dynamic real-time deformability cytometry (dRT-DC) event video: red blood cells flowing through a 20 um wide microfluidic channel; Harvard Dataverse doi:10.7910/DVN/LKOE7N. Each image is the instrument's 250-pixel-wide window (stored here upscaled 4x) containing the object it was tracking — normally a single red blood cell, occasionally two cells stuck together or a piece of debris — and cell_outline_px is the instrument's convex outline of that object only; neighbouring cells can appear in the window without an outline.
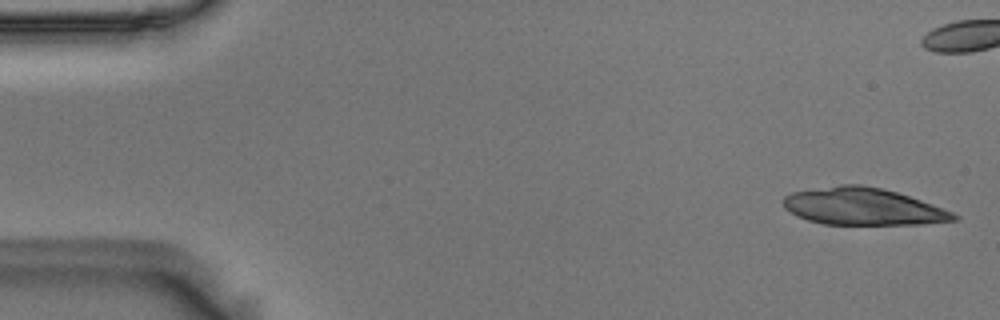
{"species": "Egyptian fruit bat (a non-hibernating species)", "species_latin": "Rousettus aegyptiacus", "temperature_condition": "room temperature", "stored_images_in_passage": 23, "camera_frame_rate_fps": 3000, "um_per_image_px": 0.085, "animal": {"sex": "male"}, "frame": {"image": 1, "passage_image": 1, "time_ms": 0.0, "image_size_px": [1000, 320], "cell_outline_px": [[960, 216], [956, 220], [924, 224], [824, 224], [808, 220], [796, 216], [784, 208], [784, 196], [792, 192], [840, 184], [860, 184], [880, 188], [896, 192], [932, 204], [952, 212]], "centroid_in_image_um": [73.33, 17.55], "position_along_channel_um": 11.7, "area_um2": 36.65}}